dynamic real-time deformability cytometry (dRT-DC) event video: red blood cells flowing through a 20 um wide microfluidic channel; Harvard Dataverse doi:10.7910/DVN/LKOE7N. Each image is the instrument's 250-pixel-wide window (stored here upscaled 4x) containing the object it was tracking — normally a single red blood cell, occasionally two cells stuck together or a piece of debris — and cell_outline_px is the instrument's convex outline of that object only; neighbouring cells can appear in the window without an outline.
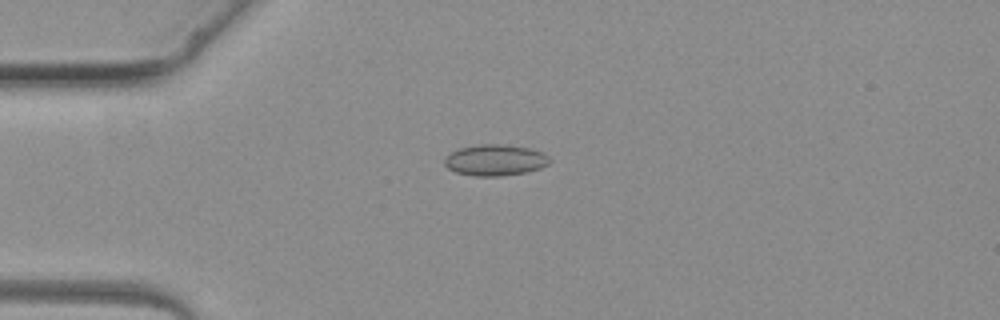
{"species": "common noctule bat (a hibernating species)", "species_latin": "Nyctalus noctula", "temperature_condition": "warm", "stored_images_in_passage": 3, "camera_frame_rate_fps": 3000, "um_per_image_px": 0.085, "animal": {"sex": "female", "body_mass_g": 19.3, "forearm_length_mm": 54.1}, "frame": {"image": 1, "passage_image": 3, "time_ms": 3.0, "image_size_px": [1000, 320], "cell_outline_px": [[552, 160], [548, 164], [540, 168], [524, 172], [500, 176], [476, 176], [456, 172], [448, 168], [444, 164], [444, 156], [460, 148], [480, 144], [500, 144], [528, 148], [540, 152], [548, 156]], "centroid_in_image_um": [42.06, 13.61], "position_along_channel_um": 42.9, "area_um2": 18.9}}